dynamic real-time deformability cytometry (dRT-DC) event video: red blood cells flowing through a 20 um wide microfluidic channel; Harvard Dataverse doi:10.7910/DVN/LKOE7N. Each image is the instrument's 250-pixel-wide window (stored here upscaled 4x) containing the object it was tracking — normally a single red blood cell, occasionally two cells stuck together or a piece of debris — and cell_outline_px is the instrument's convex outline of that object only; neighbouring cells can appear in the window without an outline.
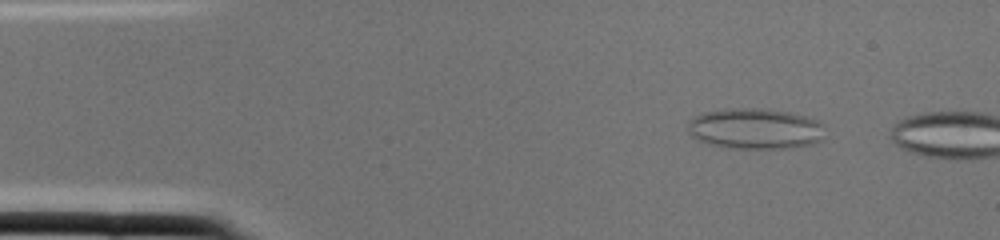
{"species": "common noctule bat (a hibernating species)", "species_latin": "Nyctalus noctula", "temperature_condition": "cold", "stored_images_in_passage": 2, "camera_frame_rate_fps": 3000, "um_per_image_px": 0.085, "animal": {"sex": "female", "body_mass_g": 22.0, "forearm_length_mm": 56.7}, "frame": {"image": 1, "passage_image": 1, "time_ms": 0.0, "image_size_px": [1000, 240], "cell_outline_px": [[824, 140], [812, 144], [792, 148], [728, 148], [696, 140], [688, 132], [688, 120], [704, 112], [724, 108], [768, 108], [788, 112], [820, 120], [824, 124]], "centroid_in_image_um": [64.22, 10.93], "position_along_channel_um": 20.8, "area_um2": 33.12}}